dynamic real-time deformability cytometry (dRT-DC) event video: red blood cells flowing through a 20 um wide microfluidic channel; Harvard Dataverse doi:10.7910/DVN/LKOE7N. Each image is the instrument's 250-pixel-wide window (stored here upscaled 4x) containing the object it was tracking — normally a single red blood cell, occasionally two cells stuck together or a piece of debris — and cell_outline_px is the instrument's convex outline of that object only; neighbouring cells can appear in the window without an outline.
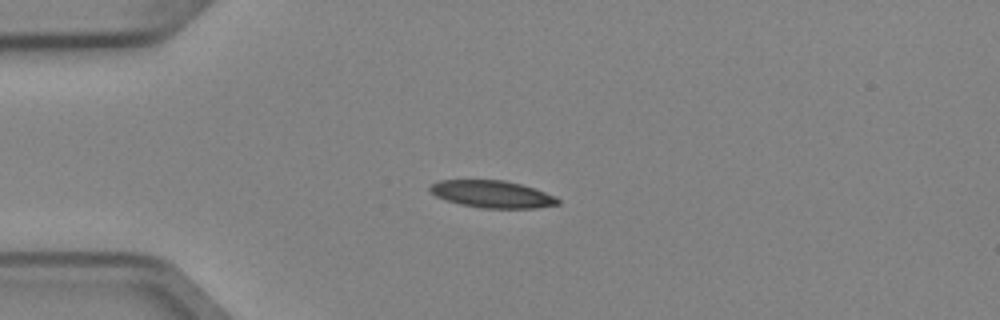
{"species": "Egyptian fruit bat (a non-hibernating species)", "species_latin": "Rousettus aegyptiacus", "temperature_condition": "cold", "stored_images_in_passage": 5, "camera_frame_rate_fps": 3000, "um_per_image_px": 0.085, "animal": {"sex": "female"}, "frame": {"image": 1, "passage_image": 2, "time_ms": 0.333, "image_size_px": [1000, 320], "cell_outline_px": [[560, 204], [536, 208], [480, 208], [460, 204], [436, 196], [428, 188], [432, 184], [440, 180], [504, 180], [520, 184], [556, 196], [560, 200]], "centroid_in_image_um": [41.86, 16.51], "position_along_channel_um": 43.1, "area_um2": 20.11}}
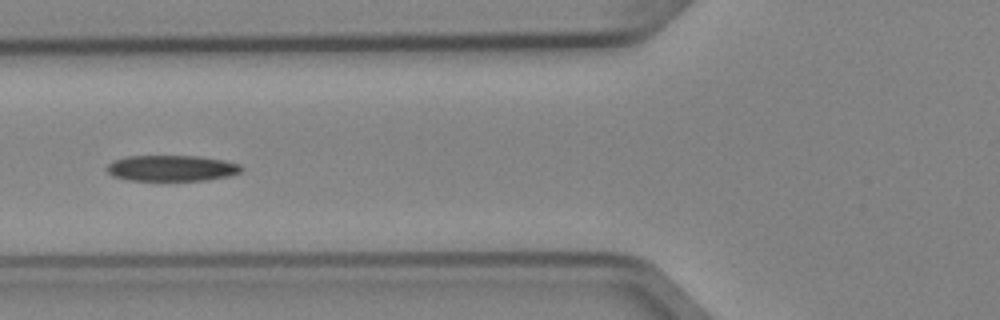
{"frame": {"image": 2, "passage_image": 4, "time_ms": 1.0, "image_size_px": [1000, 320], "cell_outline_px": [[244, 168], [240, 172], [232, 176], [208, 180], [128, 180], [112, 176], [104, 168], [112, 160], [124, 156], [200, 156], [224, 160], [240, 164]], "centroid_in_image_um": [14.59, 14.29], "position_along_channel_um": 111.2, "area_um2": 20.63}}
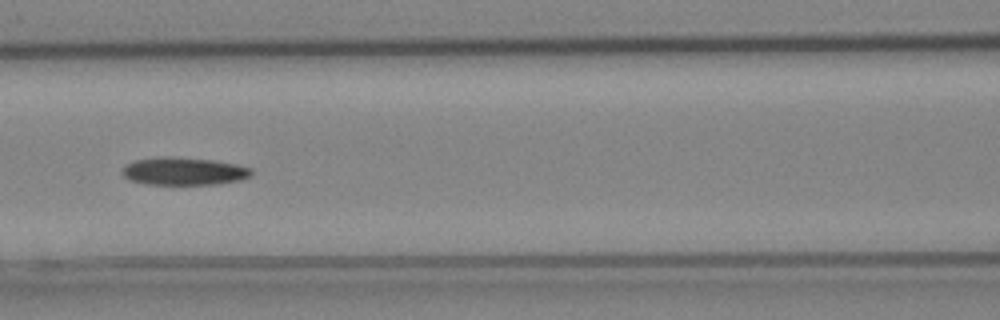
{"frame": {"image": 3, "passage_image": 5, "time_ms": 1.333, "image_size_px": [1000, 320], "cell_outline_px": [[252, 172], [248, 176], [240, 180], [216, 184], [148, 184], [132, 180], [124, 176], [124, 168], [128, 164], [136, 160], [160, 156], [172, 156], [212, 160], [236, 164], [252, 168]], "centroid_in_image_um": [15.66, 14.54], "position_along_channel_um": 150.9, "area_um2": 20.58}}